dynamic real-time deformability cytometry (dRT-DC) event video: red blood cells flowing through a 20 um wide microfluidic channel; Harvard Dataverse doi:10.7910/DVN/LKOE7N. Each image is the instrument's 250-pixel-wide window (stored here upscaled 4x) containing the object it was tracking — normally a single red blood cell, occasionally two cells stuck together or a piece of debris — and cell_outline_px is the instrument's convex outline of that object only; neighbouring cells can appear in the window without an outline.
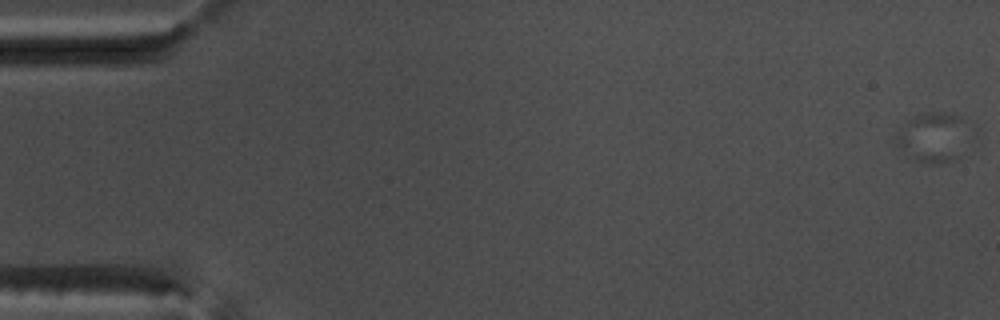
{"species": "common noctule bat (a hibernating species)", "species_latin": "Nyctalus noctula", "temperature_condition": "warm", "stored_images_in_passage": 16, "camera_frame_rate_fps": 3000, "um_per_image_px": 0.085, "animal": {"sex": "male", "body_mass_g": 17.5, "forearm_length_mm": 52.3}, "frame": {"image": 1, "passage_image": 1, "time_ms": 0.0, "image_size_px": [1000, 320], "cell_outline_px": [[976, 132], [960, 156], [956, 160], [908, 160], [892, 144], [892, 140], [916, 116], [924, 112], [952, 112], [976, 124]], "centroid_in_image_um": [79.48, 11.63], "position_along_channel_um": 5.5, "area_um2": 22.37}}